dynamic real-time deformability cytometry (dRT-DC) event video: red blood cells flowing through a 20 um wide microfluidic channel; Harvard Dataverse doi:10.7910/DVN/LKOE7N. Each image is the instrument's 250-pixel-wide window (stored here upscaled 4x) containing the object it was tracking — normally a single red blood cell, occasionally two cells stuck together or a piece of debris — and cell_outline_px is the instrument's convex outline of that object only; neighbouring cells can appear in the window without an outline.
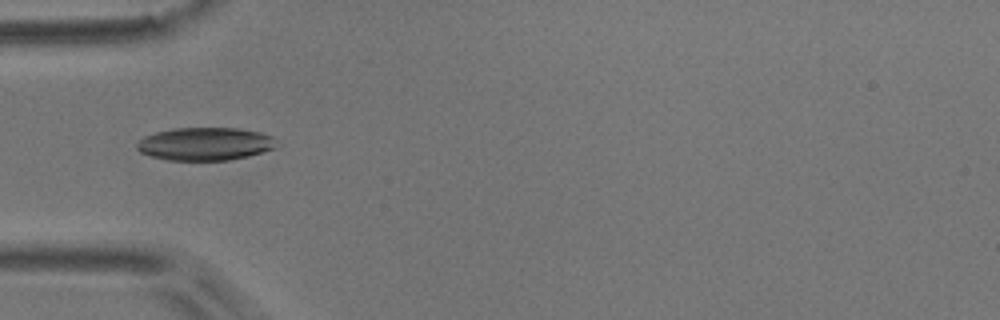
{"species": "common noctule bat (a hibernating species)", "species_latin": "Nyctalus noctula", "temperature_condition": "room temperature", "stored_images_in_passage": 3, "camera_frame_rate_fps": 3000, "um_per_image_px": 0.085, "animal": {"sex": "male", "body_mass_g": 17.9}, "frame": {"image": 1, "passage_image": 2, "time_ms": 0.333, "image_size_px": [1000, 320], "cell_outline_px": [[276, 148], [248, 156], [228, 160], [168, 160], [152, 156], [140, 152], [136, 148], [136, 144], [144, 136], [156, 132], [172, 128], [236, 128], [260, 132], [272, 136]], "centroid_in_image_um": [17.41, 12.23], "position_along_channel_um": 67.6, "area_um2": 26.7}}
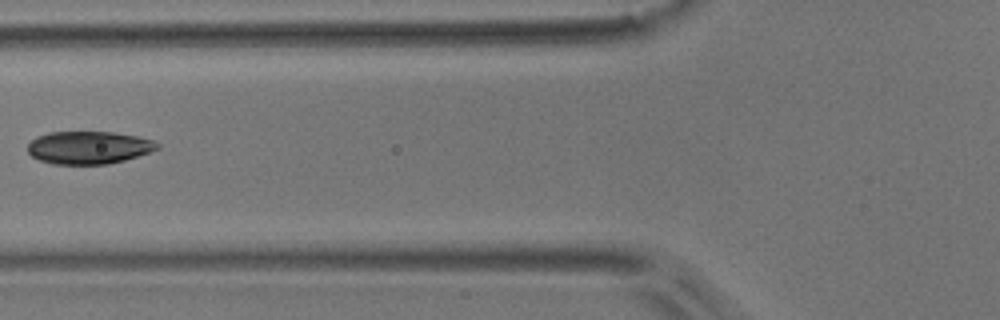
{"frame": {"image": 2, "passage_image": 3, "time_ms": 0.667, "image_size_px": [1000, 320], "cell_outline_px": [[160, 148], [124, 160], [108, 164], [52, 164], [40, 160], [32, 156], [28, 152], [28, 144], [36, 136], [48, 132], [112, 132], [140, 136], [152, 140], [160, 144]], "centroid_in_image_um": [7.54, 12.53], "position_along_channel_um": 118.3, "area_um2": 24.74}}